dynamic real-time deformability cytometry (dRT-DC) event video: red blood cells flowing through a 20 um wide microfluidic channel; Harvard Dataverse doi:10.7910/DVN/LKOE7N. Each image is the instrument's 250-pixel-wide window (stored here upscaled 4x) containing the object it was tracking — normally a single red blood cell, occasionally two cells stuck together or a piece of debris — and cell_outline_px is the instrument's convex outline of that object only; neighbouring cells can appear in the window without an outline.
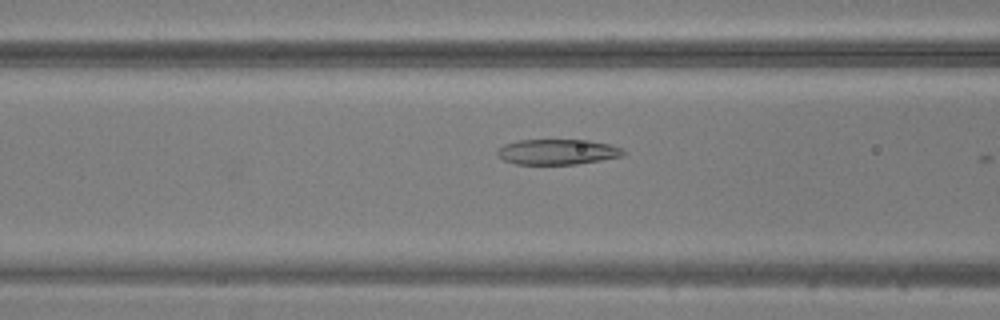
{"species": "common noctule bat (a hibernating species)", "species_latin": "Nyctalus noctula", "temperature_condition": "warm", "stored_images_in_passage": 15, "camera_frame_rate_fps": 3000, "um_per_image_px": 0.085, "animal": {"sex": "male", "body_mass_g": 20.5, "forearm_length_mm": 52.5}, "frame": {"image": 1, "passage_image": 8, "time_ms": 2.333, "image_size_px": [1000, 320], "cell_outline_px": [[624, 152], [620, 156], [600, 160], [576, 164], [516, 164], [504, 160], [496, 156], [496, 152], [504, 144], [516, 140], [588, 140], [612, 144], [620, 148]], "centroid_in_image_um": [47.33, 12.9], "position_along_channel_um": 119.3, "area_um2": 18.55}}
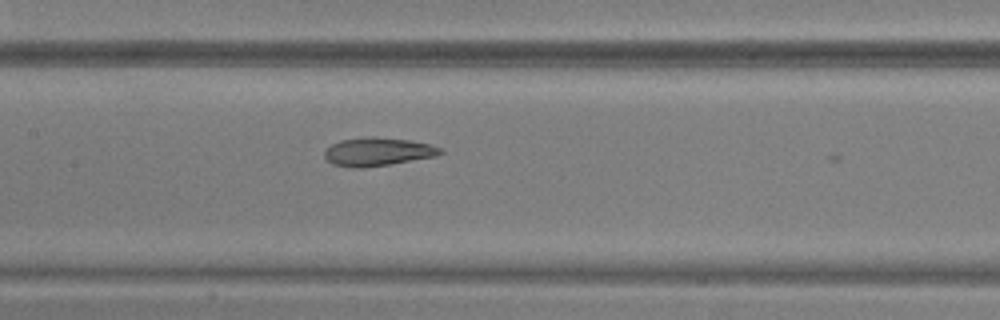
{"frame": {"image": 2, "passage_image": 12, "time_ms": 3.667, "image_size_px": [1000, 320], "cell_outline_px": [[444, 152], [436, 156], [364, 168], [352, 168], [332, 164], [324, 156], [324, 152], [332, 144], [340, 140], [372, 136], [376, 136], [408, 140], [428, 144], [440, 148]], "centroid_in_image_um": [32.08, 12.9], "position_along_channel_um": 175.3, "area_um2": 18.96}}